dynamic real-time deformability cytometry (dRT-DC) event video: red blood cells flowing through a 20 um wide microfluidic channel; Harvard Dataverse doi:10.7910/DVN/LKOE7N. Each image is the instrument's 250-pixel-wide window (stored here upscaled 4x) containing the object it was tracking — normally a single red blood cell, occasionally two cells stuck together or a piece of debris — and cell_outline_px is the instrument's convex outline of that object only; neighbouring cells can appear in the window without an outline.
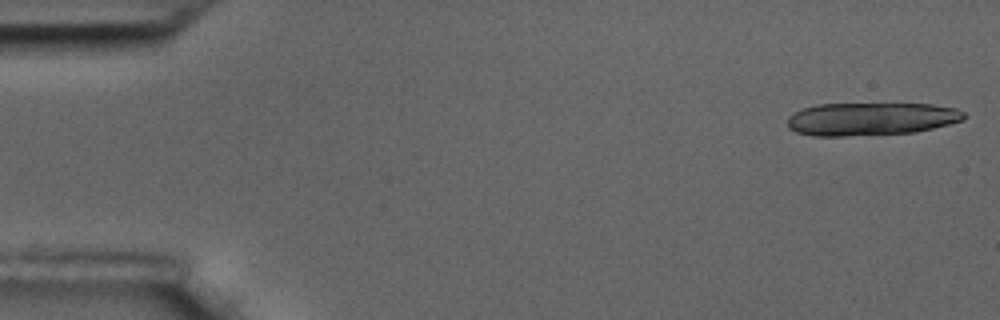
{"species": "common noctule bat (a hibernating species)", "species_latin": "Nyctalus noctula", "temperature_condition": "room temperature", "stored_images_in_passage": 11, "camera_frame_rate_fps": 3000, "um_per_image_px": 0.085, "animal": {"sex": "male", "body_mass_g": 17.5, "forearm_length_mm": 52.3}, "frame": {"image": 1, "passage_image": 1, "time_ms": 0.0, "image_size_px": [1000, 320], "cell_outline_px": [[968, 116], [964, 120], [916, 132], [844, 136], [812, 136], [796, 132], [788, 128], [788, 116], [792, 112], [800, 108], [816, 104], [932, 104], [956, 108], [964, 112]], "centroid_in_image_um": [74.0, 10.1], "position_along_channel_um": 11.0, "area_um2": 34.16}}